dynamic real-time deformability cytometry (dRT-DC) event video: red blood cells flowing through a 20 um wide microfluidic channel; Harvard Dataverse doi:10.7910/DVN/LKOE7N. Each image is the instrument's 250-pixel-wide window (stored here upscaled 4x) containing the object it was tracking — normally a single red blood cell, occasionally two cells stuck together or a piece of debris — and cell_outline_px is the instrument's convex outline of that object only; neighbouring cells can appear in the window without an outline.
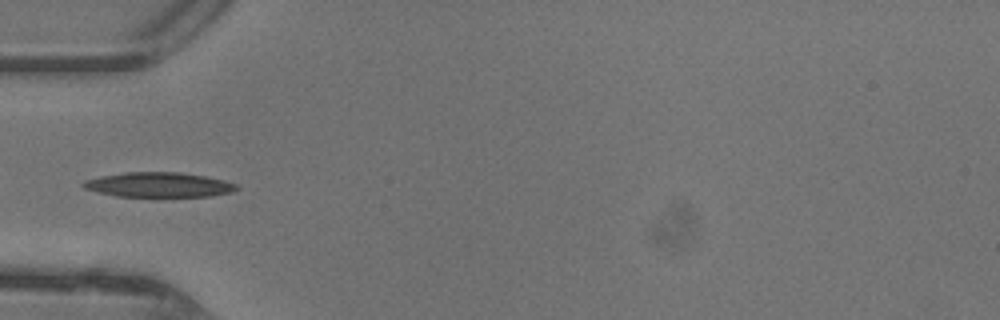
{"species": "common noctule bat (a hibernating species)", "species_latin": "Nyctalus noctula", "temperature_condition": "warm", "stored_images_in_passage": 32, "camera_frame_rate_fps": 3000, "um_per_image_px": 0.085, "animal": {"sex": "female"}, "frame": {"image": 1, "passage_image": 1, "time_ms": 0.0, "image_size_px": [1000, 320], "cell_outline_px": [[240, 188], [232, 192], [212, 196], [116, 196], [84, 188], [80, 184], [84, 180], [124, 172], [180, 172], [204, 176], [224, 180], [236, 184]], "centroid_in_image_um": [13.52, 15.7], "position_along_channel_um": 71.5, "area_um2": 21.96}}
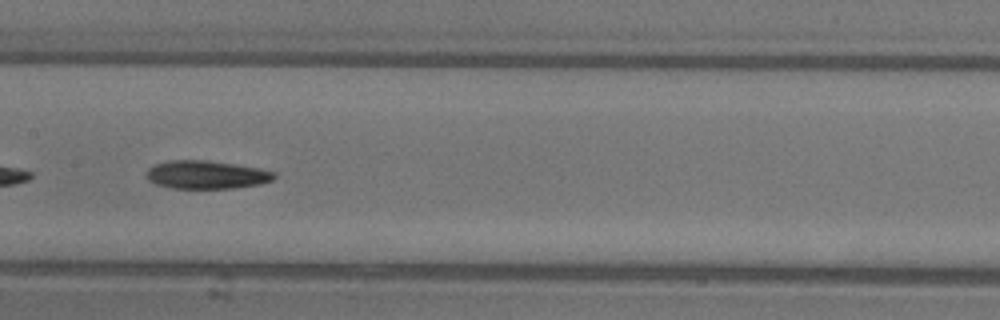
{"frame": {"image": 2, "passage_image": 9, "time_ms": 2.667, "image_size_px": [1000, 320], "cell_outline_px": [[276, 176], [272, 180], [260, 184], [232, 188], [172, 188], [156, 184], [148, 180], [148, 168], [156, 164], [168, 160], [208, 160], [260, 168], [276, 172]], "centroid_in_image_um": [17.57, 14.84], "position_along_channel_um": 189.8, "area_um2": 20.92}}
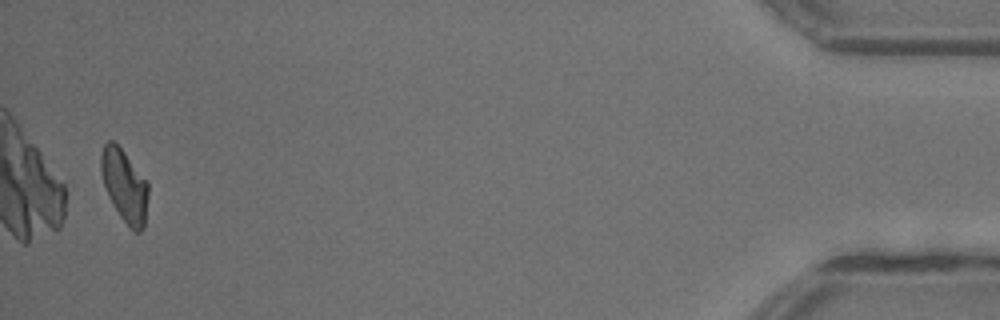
{"frame": {"image": 3, "passage_image": 31, "time_ms": 10.0, "image_size_px": [1000, 320], "cell_outline_px": [[148, 196], [144, 228], [140, 232], [132, 232], [120, 216], [108, 196], [100, 172], [100, 156], [104, 144], [108, 140], [112, 140], [124, 152], [148, 180]], "centroid_in_image_um": [10.59, 15.79], "position_along_channel_um": 424.6, "area_um2": 20.17}, "authors_computed_cell_mechanics": {"area_um2": 20.5768, "velocity_mm_per_s": 4.3964, "shape_relaxation_time_tau1_ms": 4.7102, "shape_relaxation_time_tau2_ms": 7.3386, "deformation_change_tau1": 0.1647, "deformation_change_tau2": 0.1723}}